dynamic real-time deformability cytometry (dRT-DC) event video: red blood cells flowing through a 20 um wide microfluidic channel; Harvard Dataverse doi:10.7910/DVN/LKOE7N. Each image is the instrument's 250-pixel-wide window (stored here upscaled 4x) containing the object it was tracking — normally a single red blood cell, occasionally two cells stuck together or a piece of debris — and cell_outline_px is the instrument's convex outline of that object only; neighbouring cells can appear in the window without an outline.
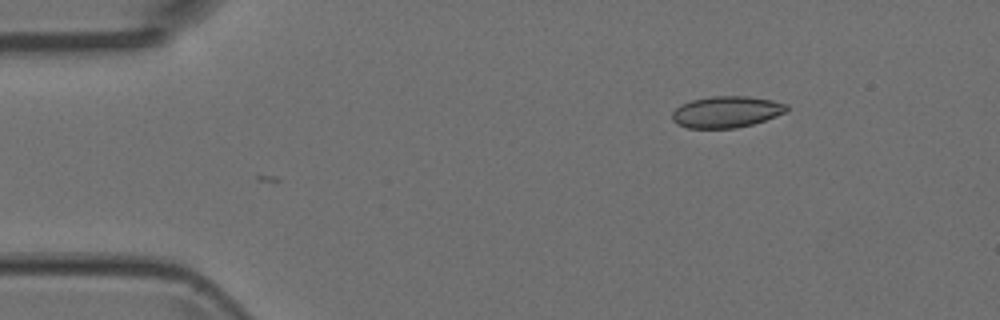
{"species": "Egyptian fruit bat (a non-hibernating species)", "species_latin": "Rousettus aegyptiacus", "temperature_condition": "room temperature", "stored_images_in_passage": 2, "camera_frame_rate_fps": 3000, "um_per_image_px": 0.085, "animal": {"sex": "female"}, "frame": {"image": 1, "passage_image": 2, "time_ms": 0.333, "image_size_px": [1000, 320], "cell_outline_px": [[788, 112], [752, 124], [736, 128], [688, 128], [676, 124], [672, 120], [672, 112], [680, 104], [692, 100], [712, 96], [748, 96], [772, 100], [788, 104]], "centroid_in_image_um": [61.74, 9.51], "position_along_channel_um": 23.3, "area_um2": 21.1}}